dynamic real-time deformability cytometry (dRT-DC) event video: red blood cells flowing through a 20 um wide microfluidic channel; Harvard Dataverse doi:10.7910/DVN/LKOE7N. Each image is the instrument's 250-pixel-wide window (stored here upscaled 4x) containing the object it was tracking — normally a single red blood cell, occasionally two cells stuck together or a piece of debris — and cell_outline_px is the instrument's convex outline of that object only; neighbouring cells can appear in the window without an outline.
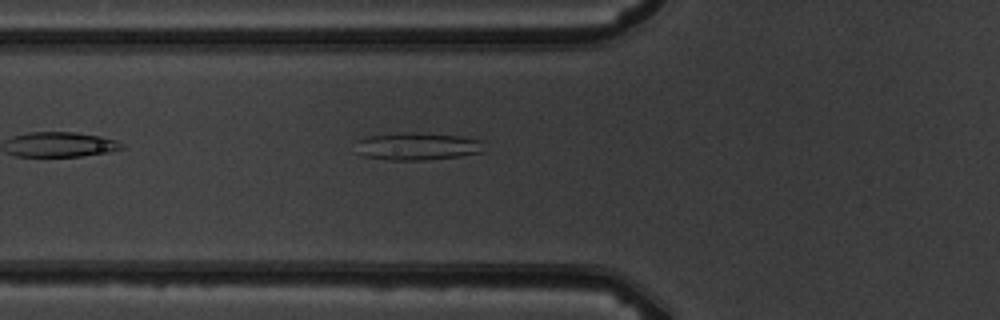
{"species": "common noctule bat (a hibernating species)", "species_latin": "Nyctalus noctula", "temperature_condition": "warm", "stored_images_in_passage": 6, "camera_frame_rate_fps": 3000, "um_per_image_px": 0.085, "animal": {"sex": "male", "body_mass_g": 19.5, "forearm_length_mm": 54.6}, "frame": {"image": 1, "passage_image": 6, "time_ms": 5.667, "image_size_px": [1000, 320], "cell_outline_px": [[484, 152], [460, 156], [424, 160], [392, 160], [364, 156], [356, 152], [356, 140], [368, 136], [408, 132], [416, 132], [460, 136], [484, 140]], "centroid_in_image_um": [35.5, 12.43], "position_along_channel_um": 90.3, "area_um2": 20.81}}